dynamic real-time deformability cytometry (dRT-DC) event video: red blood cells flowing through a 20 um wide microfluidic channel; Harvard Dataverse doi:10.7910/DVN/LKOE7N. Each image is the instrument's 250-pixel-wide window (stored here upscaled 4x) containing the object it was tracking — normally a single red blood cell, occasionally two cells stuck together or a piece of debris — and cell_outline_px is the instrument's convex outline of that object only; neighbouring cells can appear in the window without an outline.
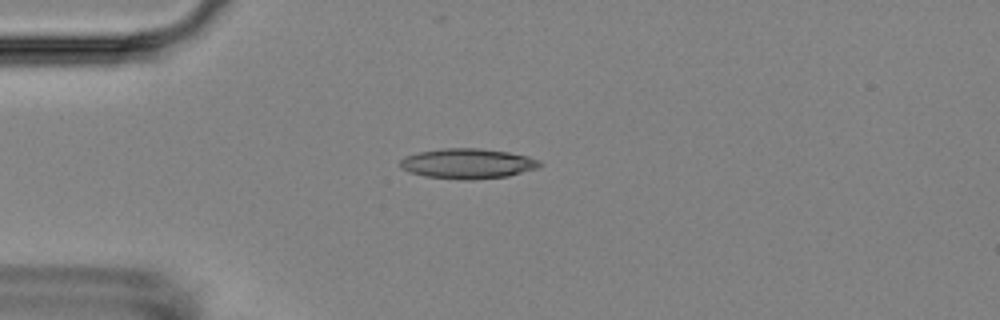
{"species": "Egyptian fruit bat (a non-hibernating species)", "species_latin": "Rousettus aegyptiacus", "temperature_condition": "room temperature", "stored_images_in_passage": 5, "camera_frame_rate_fps": 3000, "um_per_image_px": 0.085, "animal": {"sex": "female"}, "frame": {"image": 1, "passage_image": 3, "time_ms": 3.0, "image_size_px": [1000, 320], "cell_outline_px": [[544, 164], [536, 168], [508, 176], [472, 180], [460, 180], [424, 176], [408, 172], [400, 168], [400, 160], [404, 156], [420, 152], [444, 148], [480, 148], [508, 152], [528, 156], [540, 160]], "centroid_in_image_um": [39.74, 13.91], "position_along_channel_um": 45.3, "area_um2": 24.68}}